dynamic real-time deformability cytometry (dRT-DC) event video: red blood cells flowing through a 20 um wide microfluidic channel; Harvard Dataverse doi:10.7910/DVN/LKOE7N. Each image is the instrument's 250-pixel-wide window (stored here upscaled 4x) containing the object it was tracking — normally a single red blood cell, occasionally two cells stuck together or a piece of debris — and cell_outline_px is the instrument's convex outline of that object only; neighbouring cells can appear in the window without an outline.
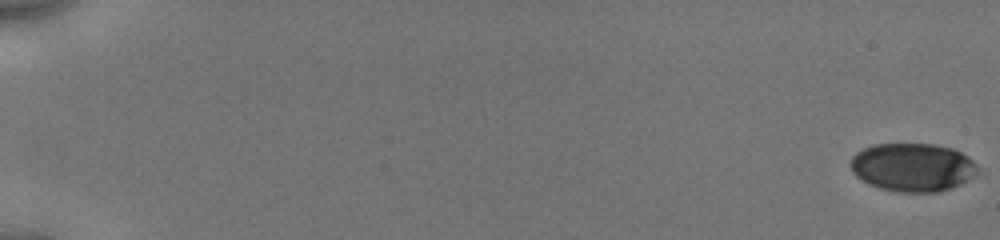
{"species": "human", "species_latin": "Homo sapiens", "temperature_condition": "cold", "stored_images_in_passage": 71, "camera_frame_rate_fps": 3000, "um_per_image_px": 0.085, "donor": {"sex": "male"}, "frame": {"image": 1, "passage_image": 1, "time_ms": 0.0, "image_size_px": [1000, 240], "cell_outline_px": [[976, 176], [952, 188], [936, 192], [896, 192], [880, 188], [868, 184], [856, 176], [852, 172], [848, 164], [852, 156], [856, 152], [872, 144], [936, 144], [952, 148], [968, 156], [976, 164]], "centroid_in_image_um": [77.54, 14.22], "position_along_channel_um": 7.5, "area_um2": 36.13}}
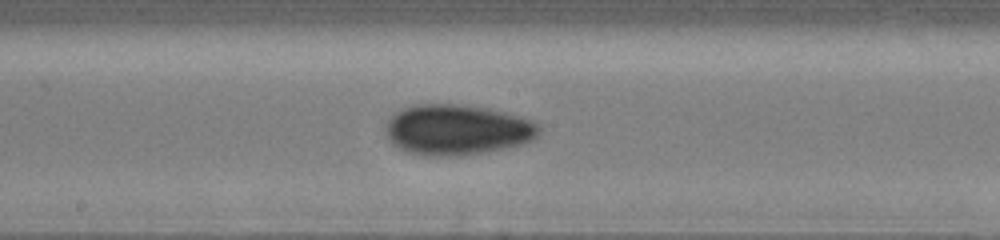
{"frame": {"image": 2, "passage_image": 46, "time_ms": 10.333, "image_size_px": [1000, 240], "cell_outline_px": [[540, 132], [532, 140], [520, 144], [504, 148], [484, 152], [452, 156], [428, 156], [408, 152], [392, 144], [388, 140], [384, 132], [388, 120], [396, 112], [404, 108], [416, 104], [464, 104], [488, 108], [520, 116], [532, 120], [540, 124]], "centroid_in_image_um": [38.84, 11.02], "position_along_channel_um": 209.4, "area_um2": 45.26}}
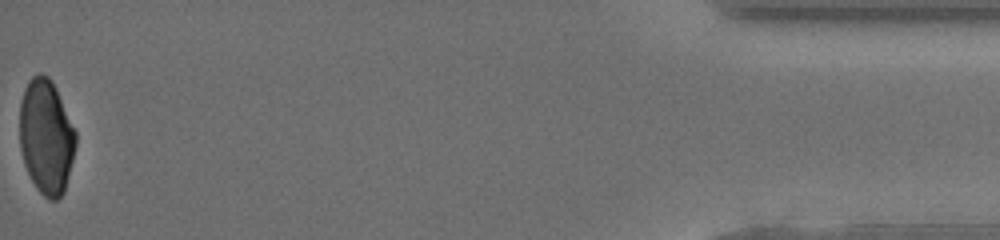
{"frame": {"image": 3, "passage_image": 71, "time_ms": 18.0, "image_size_px": [1000, 240], "cell_outline_px": [[76, 144], [64, 192], [56, 200], [48, 200], [36, 188], [24, 164], [20, 148], [20, 100], [24, 88], [28, 80], [32, 76], [40, 72], [48, 76], [52, 80], [56, 88], [76, 132]], "centroid_in_image_um": [3.91, 11.59], "position_along_channel_um": 431.3, "area_um2": 37.51}, "authors_computed_cell_mechanics": {"area_um2": 40.2866, "velocity_mm_per_s": 3.9438, "shape_relaxation_time_tau1_ms": 4.9095, "shape_relaxation_time_tau2_ms": 8.6918, "deformation_change_tau1": 0.1246, "deformation_change_tau2": 0.0836}}